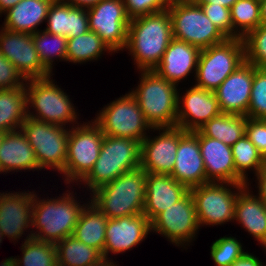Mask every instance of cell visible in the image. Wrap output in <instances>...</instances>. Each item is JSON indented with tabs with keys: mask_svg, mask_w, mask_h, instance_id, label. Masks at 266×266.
<instances>
[{
	"mask_svg": "<svg viewBox=\"0 0 266 266\" xmlns=\"http://www.w3.org/2000/svg\"><path fill=\"white\" fill-rule=\"evenodd\" d=\"M145 186L146 172L138 167L88 194L90 201L108 219H116L143 213Z\"/></svg>",
	"mask_w": 266,
	"mask_h": 266,
	"instance_id": "cell-4",
	"label": "cell"
},
{
	"mask_svg": "<svg viewBox=\"0 0 266 266\" xmlns=\"http://www.w3.org/2000/svg\"><path fill=\"white\" fill-rule=\"evenodd\" d=\"M0 53L26 80L47 78L52 75L39 60L32 34L11 31L1 26Z\"/></svg>",
	"mask_w": 266,
	"mask_h": 266,
	"instance_id": "cell-17",
	"label": "cell"
},
{
	"mask_svg": "<svg viewBox=\"0 0 266 266\" xmlns=\"http://www.w3.org/2000/svg\"><path fill=\"white\" fill-rule=\"evenodd\" d=\"M130 19L167 10L172 0H123Z\"/></svg>",
	"mask_w": 266,
	"mask_h": 266,
	"instance_id": "cell-42",
	"label": "cell"
},
{
	"mask_svg": "<svg viewBox=\"0 0 266 266\" xmlns=\"http://www.w3.org/2000/svg\"><path fill=\"white\" fill-rule=\"evenodd\" d=\"M138 74V84L129 92L136 98L146 122L151 128L176 126L178 91L183 88L168 82L154 70H142Z\"/></svg>",
	"mask_w": 266,
	"mask_h": 266,
	"instance_id": "cell-3",
	"label": "cell"
},
{
	"mask_svg": "<svg viewBox=\"0 0 266 266\" xmlns=\"http://www.w3.org/2000/svg\"><path fill=\"white\" fill-rule=\"evenodd\" d=\"M3 239H4V236H3V234L1 233V230H0V245H1L2 241H3Z\"/></svg>",
	"mask_w": 266,
	"mask_h": 266,
	"instance_id": "cell-53",
	"label": "cell"
},
{
	"mask_svg": "<svg viewBox=\"0 0 266 266\" xmlns=\"http://www.w3.org/2000/svg\"><path fill=\"white\" fill-rule=\"evenodd\" d=\"M0 266H18L14 256L5 258L0 262Z\"/></svg>",
	"mask_w": 266,
	"mask_h": 266,
	"instance_id": "cell-51",
	"label": "cell"
},
{
	"mask_svg": "<svg viewBox=\"0 0 266 266\" xmlns=\"http://www.w3.org/2000/svg\"><path fill=\"white\" fill-rule=\"evenodd\" d=\"M57 266H92L103 260V255L70 235L58 242Z\"/></svg>",
	"mask_w": 266,
	"mask_h": 266,
	"instance_id": "cell-33",
	"label": "cell"
},
{
	"mask_svg": "<svg viewBox=\"0 0 266 266\" xmlns=\"http://www.w3.org/2000/svg\"><path fill=\"white\" fill-rule=\"evenodd\" d=\"M197 4H220L227 8H231L237 0H194Z\"/></svg>",
	"mask_w": 266,
	"mask_h": 266,
	"instance_id": "cell-48",
	"label": "cell"
},
{
	"mask_svg": "<svg viewBox=\"0 0 266 266\" xmlns=\"http://www.w3.org/2000/svg\"><path fill=\"white\" fill-rule=\"evenodd\" d=\"M27 117L26 87L0 89V132L20 130Z\"/></svg>",
	"mask_w": 266,
	"mask_h": 266,
	"instance_id": "cell-30",
	"label": "cell"
},
{
	"mask_svg": "<svg viewBox=\"0 0 266 266\" xmlns=\"http://www.w3.org/2000/svg\"><path fill=\"white\" fill-rule=\"evenodd\" d=\"M108 218L89 201L82 209L73 236L103 255Z\"/></svg>",
	"mask_w": 266,
	"mask_h": 266,
	"instance_id": "cell-29",
	"label": "cell"
},
{
	"mask_svg": "<svg viewBox=\"0 0 266 266\" xmlns=\"http://www.w3.org/2000/svg\"><path fill=\"white\" fill-rule=\"evenodd\" d=\"M167 10L171 16L174 39L199 49L220 44L227 39L194 0H172Z\"/></svg>",
	"mask_w": 266,
	"mask_h": 266,
	"instance_id": "cell-8",
	"label": "cell"
},
{
	"mask_svg": "<svg viewBox=\"0 0 266 266\" xmlns=\"http://www.w3.org/2000/svg\"><path fill=\"white\" fill-rule=\"evenodd\" d=\"M231 150L234 158L236 174L246 183V185H251L253 181L250 179L249 174L252 173V175H255L266 163V159L246 135L233 144Z\"/></svg>",
	"mask_w": 266,
	"mask_h": 266,
	"instance_id": "cell-34",
	"label": "cell"
},
{
	"mask_svg": "<svg viewBox=\"0 0 266 266\" xmlns=\"http://www.w3.org/2000/svg\"><path fill=\"white\" fill-rule=\"evenodd\" d=\"M44 29L50 34L66 38L85 34L90 30L87 9L54 0L49 8Z\"/></svg>",
	"mask_w": 266,
	"mask_h": 266,
	"instance_id": "cell-27",
	"label": "cell"
},
{
	"mask_svg": "<svg viewBox=\"0 0 266 266\" xmlns=\"http://www.w3.org/2000/svg\"><path fill=\"white\" fill-rule=\"evenodd\" d=\"M247 117L266 120V68L254 66V79Z\"/></svg>",
	"mask_w": 266,
	"mask_h": 266,
	"instance_id": "cell-40",
	"label": "cell"
},
{
	"mask_svg": "<svg viewBox=\"0 0 266 266\" xmlns=\"http://www.w3.org/2000/svg\"><path fill=\"white\" fill-rule=\"evenodd\" d=\"M246 185L236 198L234 221L262 248H266V204ZM255 193V194H254Z\"/></svg>",
	"mask_w": 266,
	"mask_h": 266,
	"instance_id": "cell-25",
	"label": "cell"
},
{
	"mask_svg": "<svg viewBox=\"0 0 266 266\" xmlns=\"http://www.w3.org/2000/svg\"><path fill=\"white\" fill-rule=\"evenodd\" d=\"M82 122L69 128L65 169L60 173L67 186L78 185L89 174L104 139V133L92 119Z\"/></svg>",
	"mask_w": 266,
	"mask_h": 266,
	"instance_id": "cell-7",
	"label": "cell"
},
{
	"mask_svg": "<svg viewBox=\"0 0 266 266\" xmlns=\"http://www.w3.org/2000/svg\"><path fill=\"white\" fill-rule=\"evenodd\" d=\"M200 52L198 47L173 38L154 71L177 86L192 74L195 80Z\"/></svg>",
	"mask_w": 266,
	"mask_h": 266,
	"instance_id": "cell-23",
	"label": "cell"
},
{
	"mask_svg": "<svg viewBox=\"0 0 266 266\" xmlns=\"http://www.w3.org/2000/svg\"><path fill=\"white\" fill-rule=\"evenodd\" d=\"M3 135H4V133L0 132V143H1V140L3 138Z\"/></svg>",
	"mask_w": 266,
	"mask_h": 266,
	"instance_id": "cell-54",
	"label": "cell"
},
{
	"mask_svg": "<svg viewBox=\"0 0 266 266\" xmlns=\"http://www.w3.org/2000/svg\"><path fill=\"white\" fill-rule=\"evenodd\" d=\"M25 87L28 117L66 128L81 123L78 121L81 116L78 114L79 111L77 112L78 107L74 106L72 98L70 99L71 95H67L66 91L57 85L53 75L29 79Z\"/></svg>",
	"mask_w": 266,
	"mask_h": 266,
	"instance_id": "cell-5",
	"label": "cell"
},
{
	"mask_svg": "<svg viewBox=\"0 0 266 266\" xmlns=\"http://www.w3.org/2000/svg\"><path fill=\"white\" fill-rule=\"evenodd\" d=\"M140 153L139 141L104 135L99 157L89 174L77 185H81L78 189L85 188L91 193L121 174L137 169L140 167Z\"/></svg>",
	"mask_w": 266,
	"mask_h": 266,
	"instance_id": "cell-6",
	"label": "cell"
},
{
	"mask_svg": "<svg viewBox=\"0 0 266 266\" xmlns=\"http://www.w3.org/2000/svg\"><path fill=\"white\" fill-rule=\"evenodd\" d=\"M20 1L21 0H0V17H2L4 12L15 6Z\"/></svg>",
	"mask_w": 266,
	"mask_h": 266,
	"instance_id": "cell-49",
	"label": "cell"
},
{
	"mask_svg": "<svg viewBox=\"0 0 266 266\" xmlns=\"http://www.w3.org/2000/svg\"><path fill=\"white\" fill-rule=\"evenodd\" d=\"M26 81L17 68L0 53V89L20 88L26 85Z\"/></svg>",
	"mask_w": 266,
	"mask_h": 266,
	"instance_id": "cell-43",
	"label": "cell"
},
{
	"mask_svg": "<svg viewBox=\"0 0 266 266\" xmlns=\"http://www.w3.org/2000/svg\"><path fill=\"white\" fill-rule=\"evenodd\" d=\"M150 233H152L151 222L143 213L108 219L103 259L114 261L111 255H123V253L133 250L134 247L145 241Z\"/></svg>",
	"mask_w": 266,
	"mask_h": 266,
	"instance_id": "cell-18",
	"label": "cell"
},
{
	"mask_svg": "<svg viewBox=\"0 0 266 266\" xmlns=\"http://www.w3.org/2000/svg\"><path fill=\"white\" fill-rule=\"evenodd\" d=\"M254 65L244 62L214 91L222 113L245 115L250 103Z\"/></svg>",
	"mask_w": 266,
	"mask_h": 266,
	"instance_id": "cell-21",
	"label": "cell"
},
{
	"mask_svg": "<svg viewBox=\"0 0 266 266\" xmlns=\"http://www.w3.org/2000/svg\"><path fill=\"white\" fill-rule=\"evenodd\" d=\"M243 243L234 236H223L215 239L210 247V256L215 266H231L246 251Z\"/></svg>",
	"mask_w": 266,
	"mask_h": 266,
	"instance_id": "cell-38",
	"label": "cell"
},
{
	"mask_svg": "<svg viewBox=\"0 0 266 266\" xmlns=\"http://www.w3.org/2000/svg\"><path fill=\"white\" fill-rule=\"evenodd\" d=\"M41 171L35 152L21 130L6 132L0 143V174Z\"/></svg>",
	"mask_w": 266,
	"mask_h": 266,
	"instance_id": "cell-26",
	"label": "cell"
},
{
	"mask_svg": "<svg viewBox=\"0 0 266 266\" xmlns=\"http://www.w3.org/2000/svg\"><path fill=\"white\" fill-rule=\"evenodd\" d=\"M141 142L140 167L146 173L170 175L175 165L179 127L152 128Z\"/></svg>",
	"mask_w": 266,
	"mask_h": 266,
	"instance_id": "cell-16",
	"label": "cell"
},
{
	"mask_svg": "<svg viewBox=\"0 0 266 266\" xmlns=\"http://www.w3.org/2000/svg\"><path fill=\"white\" fill-rule=\"evenodd\" d=\"M245 135L266 159V120L247 117Z\"/></svg>",
	"mask_w": 266,
	"mask_h": 266,
	"instance_id": "cell-44",
	"label": "cell"
},
{
	"mask_svg": "<svg viewBox=\"0 0 266 266\" xmlns=\"http://www.w3.org/2000/svg\"><path fill=\"white\" fill-rule=\"evenodd\" d=\"M20 130L34 149L42 170L60 174L65 169L69 128L27 117Z\"/></svg>",
	"mask_w": 266,
	"mask_h": 266,
	"instance_id": "cell-11",
	"label": "cell"
},
{
	"mask_svg": "<svg viewBox=\"0 0 266 266\" xmlns=\"http://www.w3.org/2000/svg\"><path fill=\"white\" fill-rule=\"evenodd\" d=\"M208 19L226 38H233V26L230 9L220 4H199Z\"/></svg>",
	"mask_w": 266,
	"mask_h": 266,
	"instance_id": "cell-41",
	"label": "cell"
},
{
	"mask_svg": "<svg viewBox=\"0 0 266 266\" xmlns=\"http://www.w3.org/2000/svg\"><path fill=\"white\" fill-rule=\"evenodd\" d=\"M10 192H0V230L4 239L7 237L15 244L26 234L25 240L33 238L34 191Z\"/></svg>",
	"mask_w": 266,
	"mask_h": 266,
	"instance_id": "cell-15",
	"label": "cell"
},
{
	"mask_svg": "<svg viewBox=\"0 0 266 266\" xmlns=\"http://www.w3.org/2000/svg\"><path fill=\"white\" fill-rule=\"evenodd\" d=\"M32 39L39 60L52 75H55L53 73V68L57 65L55 62H58V60L59 62H66L67 38L50 34L45 29H41L32 34Z\"/></svg>",
	"mask_w": 266,
	"mask_h": 266,
	"instance_id": "cell-35",
	"label": "cell"
},
{
	"mask_svg": "<svg viewBox=\"0 0 266 266\" xmlns=\"http://www.w3.org/2000/svg\"><path fill=\"white\" fill-rule=\"evenodd\" d=\"M54 0H21L2 14L5 29L34 34L38 27L46 23L49 8Z\"/></svg>",
	"mask_w": 266,
	"mask_h": 266,
	"instance_id": "cell-28",
	"label": "cell"
},
{
	"mask_svg": "<svg viewBox=\"0 0 266 266\" xmlns=\"http://www.w3.org/2000/svg\"><path fill=\"white\" fill-rule=\"evenodd\" d=\"M245 61L256 68H266V24L250 31L244 38Z\"/></svg>",
	"mask_w": 266,
	"mask_h": 266,
	"instance_id": "cell-39",
	"label": "cell"
},
{
	"mask_svg": "<svg viewBox=\"0 0 266 266\" xmlns=\"http://www.w3.org/2000/svg\"><path fill=\"white\" fill-rule=\"evenodd\" d=\"M244 62L242 38H227L220 44L201 49L194 85L214 92Z\"/></svg>",
	"mask_w": 266,
	"mask_h": 266,
	"instance_id": "cell-9",
	"label": "cell"
},
{
	"mask_svg": "<svg viewBox=\"0 0 266 266\" xmlns=\"http://www.w3.org/2000/svg\"><path fill=\"white\" fill-rule=\"evenodd\" d=\"M98 111L92 120L104 135L131 138L141 143L149 131L152 132L136 98L129 91Z\"/></svg>",
	"mask_w": 266,
	"mask_h": 266,
	"instance_id": "cell-10",
	"label": "cell"
},
{
	"mask_svg": "<svg viewBox=\"0 0 266 266\" xmlns=\"http://www.w3.org/2000/svg\"><path fill=\"white\" fill-rule=\"evenodd\" d=\"M105 52L114 53L97 33L89 30L78 37L67 38L66 63L96 62Z\"/></svg>",
	"mask_w": 266,
	"mask_h": 266,
	"instance_id": "cell-31",
	"label": "cell"
},
{
	"mask_svg": "<svg viewBox=\"0 0 266 266\" xmlns=\"http://www.w3.org/2000/svg\"><path fill=\"white\" fill-rule=\"evenodd\" d=\"M246 116L221 113L213 117L198 130L209 138L217 139L232 146L246 133Z\"/></svg>",
	"mask_w": 266,
	"mask_h": 266,
	"instance_id": "cell-32",
	"label": "cell"
},
{
	"mask_svg": "<svg viewBox=\"0 0 266 266\" xmlns=\"http://www.w3.org/2000/svg\"><path fill=\"white\" fill-rule=\"evenodd\" d=\"M201 226L190 191L151 222L152 234L166 238L173 246L188 249L196 240ZM181 246V247H180Z\"/></svg>",
	"mask_w": 266,
	"mask_h": 266,
	"instance_id": "cell-13",
	"label": "cell"
},
{
	"mask_svg": "<svg viewBox=\"0 0 266 266\" xmlns=\"http://www.w3.org/2000/svg\"><path fill=\"white\" fill-rule=\"evenodd\" d=\"M65 188L69 190L66 189L61 196L59 194V196H47L42 197V199L40 197L42 195L37 194L34 190L32 211V235L34 239L56 245L67 236L73 235L80 213L90 198H87L88 201L85 199L84 202L81 197V201L77 198V192L72 191L75 186L74 188L72 185Z\"/></svg>",
	"mask_w": 266,
	"mask_h": 266,
	"instance_id": "cell-1",
	"label": "cell"
},
{
	"mask_svg": "<svg viewBox=\"0 0 266 266\" xmlns=\"http://www.w3.org/2000/svg\"><path fill=\"white\" fill-rule=\"evenodd\" d=\"M261 24H266V0H260Z\"/></svg>",
	"mask_w": 266,
	"mask_h": 266,
	"instance_id": "cell-50",
	"label": "cell"
},
{
	"mask_svg": "<svg viewBox=\"0 0 266 266\" xmlns=\"http://www.w3.org/2000/svg\"><path fill=\"white\" fill-rule=\"evenodd\" d=\"M170 175L189 189L210 183L206 178L199 139L192 131H184L179 127V143L176 160Z\"/></svg>",
	"mask_w": 266,
	"mask_h": 266,
	"instance_id": "cell-20",
	"label": "cell"
},
{
	"mask_svg": "<svg viewBox=\"0 0 266 266\" xmlns=\"http://www.w3.org/2000/svg\"><path fill=\"white\" fill-rule=\"evenodd\" d=\"M118 261H109L107 259H103L102 261H100L98 264L92 265V266H119V264H117Z\"/></svg>",
	"mask_w": 266,
	"mask_h": 266,
	"instance_id": "cell-52",
	"label": "cell"
},
{
	"mask_svg": "<svg viewBox=\"0 0 266 266\" xmlns=\"http://www.w3.org/2000/svg\"><path fill=\"white\" fill-rule=\"evenodd\" d=\"M192 132L199 139L206 178L209 182L246 184L236 174L231 146L204 136L199 130Z\"/></svg>",
	"mask_w": 266,
	"mask_h": 266,
	"instance_id": "cell-22",
	"label": "cell"
},
{
	"mask_svg": "<svg viewBox=\"0 0 266 266\" xmlns=\"http://www.w3.org/2000/svg\"><path fill=\"white\" fill-rule=\"evenodd\" d=\"M189 191L187 186L176 181L171 175L146 173L143 214L152 222Z\"/></svg>",
	"mask_w": 266,
	"mask_h": 266,
	"instance_id": "cell-24",
	"label": "cell"
},
{
	"mask_svg": "<svg viewBox=\"0 0 266 266\" xmlns=\"http://www.w3.org/2000/svg\"><path fill=\"white\" fill-rule=\"evenodd\" d=\"M245 186L246 184L210 182L190 188L201 228L232 223L236 198Z\"/></svg>",
	"mask_w": 266,
	"mask_h": 266,
	"instance_id": "cell-12",
	"label": "cell"
},
{
	"mask_svg": "<svg viewBox=\"0 0 266 266\" xmlns=\"http://www.w3.org/2000/svg\"><path fill=\"white\" fill-rule=\"evenodd\" d=\"M178 91L177 125L184 131H195L213 117L221 114L214 92L194 84L185 92ZM183 93V94H182Z\"/></svg>",
	"mask_w": 266,
	"mask_h": 266,
	"instance_id": "cell-19",
	"label": "cell"
},
{
	"mask_svg": "<svg viewBox=\"0 0 266 266\" xmlns=\"http://www.w3.org/2000/svg\"><path fill=\"white\" fill-rule=\"evenodd\" d=\"M19 248L22 256L15 257L18 266H57V249L54 244L34 238L22 239Z\"/></svg>",
	"mask_w": 266,
	"mask_h": 266,
	"instance_id": "cell-37",
	"label": "cell"
},
{
	"mask_svg": "<svg viewBox=\"0 0 266 266\" xmlns=\"http://www.w3.org/2000/svg\"><path fill=\"white\" fill-rule=\"evenodd\" d=\"M64 3H69L75 7H80V8H90L94 5H96L100 0H59Z\"/></svg>",
	"mask_w": 266,
	"mask_h": 266,
	"instance_id": "cell-47",
	"label": "cell"
},
{
	"mask_svg": "<svg viewBox=\"0 0 266 266\" xmlns=\"http://www.w3.org/2000/svg\"><path fill=\"white\" fill-rule=\"evenodd\" d=\"M233 38H244L261 25L260 0H237L230 8Z\"/></svg>",
	"mask_w": 266,
	"mask_h": 266,
	"instance_id": "cell-36",
	"label": "cell"
},
{
	"mask_svg": "<svg viewBox=\"0 0 266 266\" xmlns=\"http://www.w3.org/2000/svg\"><path fill=\"white\" fill-rule=\"evenodd\" d=\"M172 39L171 16L163 10L130 19L124 51L131 56L135 70H154Z\"/></svg>",
	"mask_w": 266,
	"mask_h": 266,
	"instance_id": "cell-2",
	"label": "cell"
},
{
	"mask_svg": "<svg viewBox=\"0 0 266 266\" xmlns=\"http://www.w3.org/2000/svg\"><path fill=\"white\" fill-rule=\"evenodd\" d=\"M89 29L115 53L123 51L127 44L128 17L123 0H100L87 9Z\"/></svg>",
	"mask_w": 266,
	"mask_h": 266,
	"instance_id": "cell-14",
	"label": "cell"
},
{
	"mask_svg": "<svg viewBox=\"0 0 266 266\" xmlns=\"http://www.w3.org/2000/svg\"><path fill=\"white\" fill-rule=\"evenodd\" d=\"M253 177L252 179L256 183V185H254L255 189L257 188L256 193L258 192L256 195L266 204V163Z\"/></svg>",
	"mask_w": 266,
	"mask_h": 266,
	"instance_id": "cell-45",
	"label": "cell"
},
{
	"mask_svg": "<svg viewBox=\"0 0 266 266\" xmlns=\"http://www.w3.org/2000/svg\"><path fill=\"white\" fill-rule=\"evenodd\" d=\"M264 254H266V248H263ZM266 256V255H265ZM255 254L250 253L248 250L238 258L231 266H266L261 259Z\"/></svg>",
	"mask_w": 266,
	"mask_h": 266,
	"instance_id": "cell-46",
	"label": "cell"
}]
</instances>
